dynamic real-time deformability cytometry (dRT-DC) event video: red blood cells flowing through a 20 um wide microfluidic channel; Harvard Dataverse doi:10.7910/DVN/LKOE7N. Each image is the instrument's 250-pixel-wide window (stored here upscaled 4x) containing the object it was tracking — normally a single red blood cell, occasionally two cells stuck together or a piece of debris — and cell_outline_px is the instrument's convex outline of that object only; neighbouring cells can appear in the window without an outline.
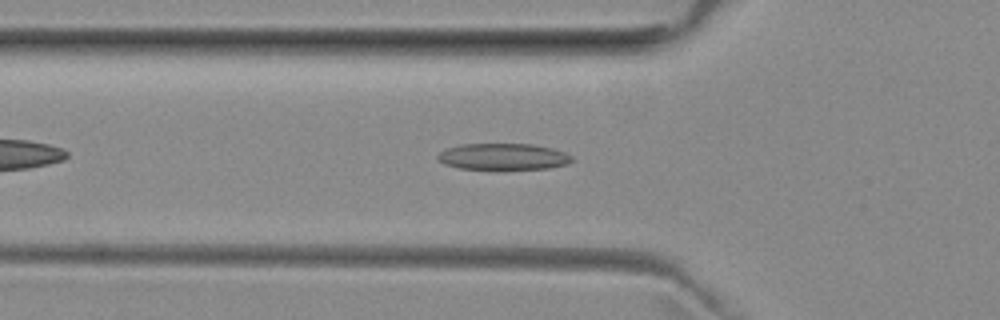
{"species": "common noctule bat (a hibernating species)", "species_latin": "Nyctalus noctula", "temperature_condition": "room temperature", "stored_images_in_passage": 41, "camera_frame_rate_fps": 3000, "um_per_image_px": 0.085, "animal": {"sex": "female", "body_mass_g": 29.2, "forearm_length_mm": 56.3}, "frame": {"image": 1, "passage_image": 7, "time_ms": 2.0, "image_size_px": [1000, 320], "cell_outline_px": [[572, 160], [568, 164], [548, 168], [492, 172], [460, 168], [444, 164], [436, 160], [436, 156], [440, 152], [448, 148], [460, 144], [532, 144], [552, 148], [564, 152], [572, 156]], "centroid_in_image_um": [42.74, 13.36], "position_along_channel_um": 83.1, "area_um2": 21.62}}
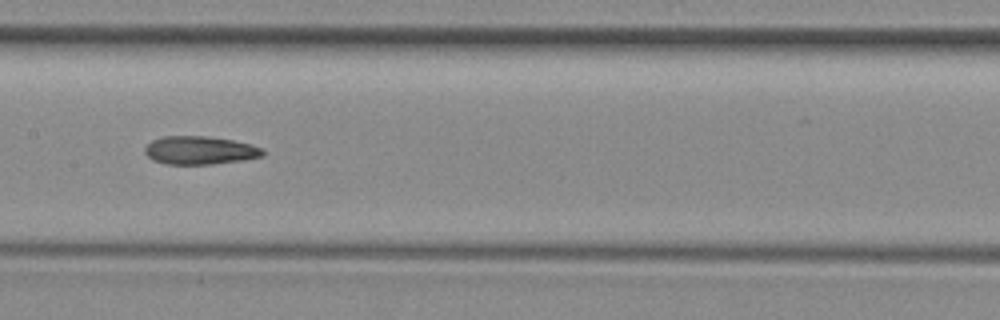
{"frame": {"image": 2, "passage_image": 15, "time_ms": 4.667, "image_size_px": [1000, 320], "cell_outline_px": [[264, 156], [244, 160], [212, 164], [168, 164], [152, 160], [144, 152], [144, 148], [152, 140], [164, 136], [208, 136], [232, 140], [252, 144], [260, 148], [264, 152]], "centroid_in_image_um": [16.99, 12.78], "position_along_channel_um": 190.4, "area_um2": 19.42}}
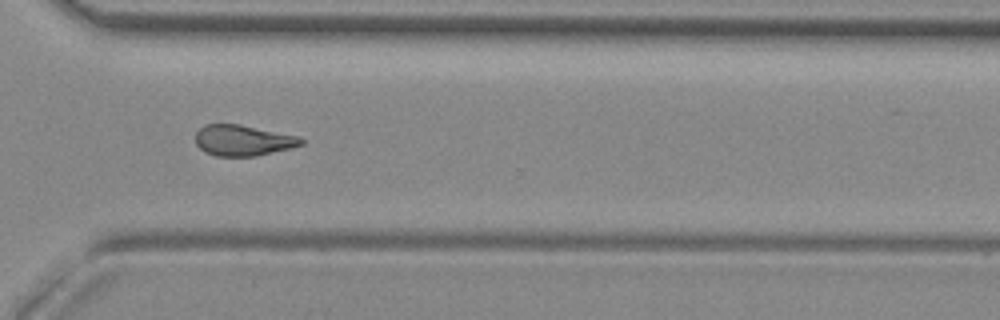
{"frame": {"image": 3, "passage_image": 27, "time_ms": 8.667, "image_size_px": [1000, 320], "cell_outline_px": [[304, 144], [292, 148], [256, 156], [216, 156], [204, 152], [196, 144], [196, 132], [204, 124], [240, 124], [300, 136], [304, 140]], "centroid_in_image_um": [20.68, 11.93], "position_along_channel_um": 349.9, "area_um2": 19.19}, "authors_computed_cell_mechanics": {"area_um2": 19.4786, "velocity_mm_per_s": 3.9998, "shape_relaxation_time_tau1_ms": null, "shape_relaxation_time_tau2_ms": 5.6224, "deformation_change_tau1": null, "deformation_change_tau2": 0.1651}}